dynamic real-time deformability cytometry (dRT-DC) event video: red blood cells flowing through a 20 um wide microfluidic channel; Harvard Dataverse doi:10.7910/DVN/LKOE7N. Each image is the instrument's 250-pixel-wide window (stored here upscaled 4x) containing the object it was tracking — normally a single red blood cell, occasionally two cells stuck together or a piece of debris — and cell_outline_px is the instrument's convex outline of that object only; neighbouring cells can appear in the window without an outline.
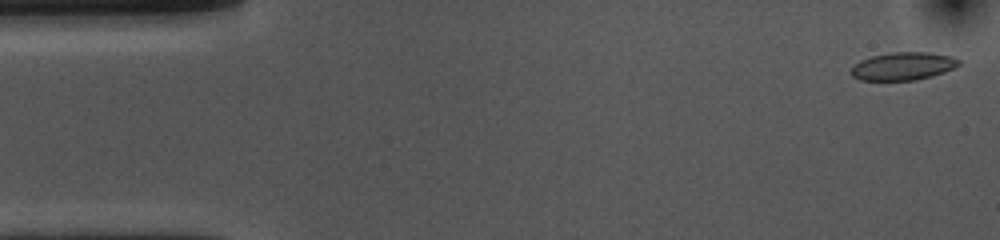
{"species": "common noctule bat (a hibernating species)", "species_latin": "Nyctalus noctula", "temperature_condition": "cold", "stored_images_in_passage": 53, "camera_frame_rate_fps": 3000, "um_per_image_px": 0.085, "animal": {"sex": "female", "body_mass_g": 10.0, "forearm_length_mm": 53.1}, "frame": {"image": 1, "passage_image": 1, "time_ms": 0.0, "image_size_px": [1000, 240], "cell_outline_px": [[960, 64], [944, 72], [932, 76], [916, 80], [860, 80], [852, 76], [848, 72], [860, 60], [872, 56], [892, 52], [928, 52], [952, 56], [960, 60]], "centroid_in_image_um": [76.75, 5.62], "position_along_channel_um": 8.3, "area_um2": 17.51}}
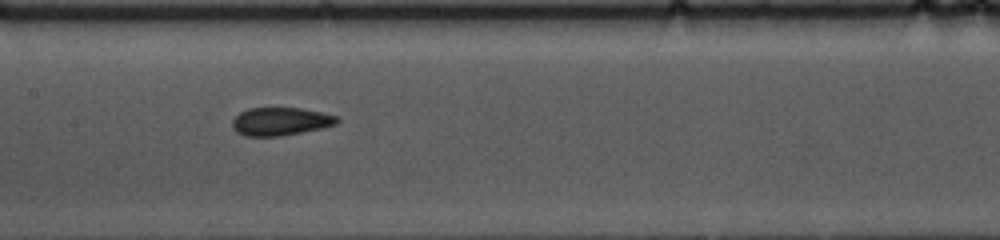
{"frame": {"image": 2, "passage_image": 24, "time_ms": 7.667, "image_size_px": [1000, 240], "cell_outline_px": [[340, 120], [336, 124], [320, 128], [280, 136], [244, 136], [236, 132], [232, 124], [232, 120], [240, 112], [248, 108], [300, 108], [320, 112], [336, 116]], "centroid_in_image_um": [23.8, 10.32], "position_along_channel_um": 183.6, "area_um2": 16.94}}
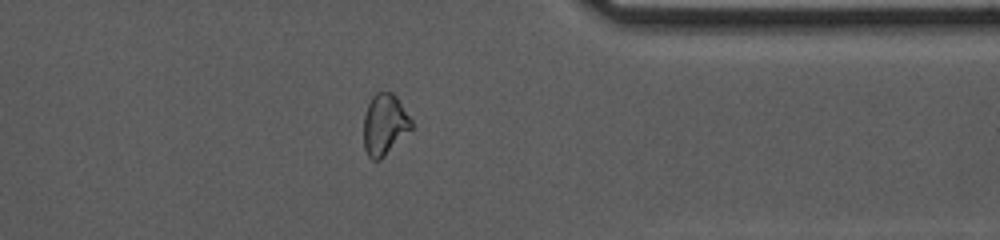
{"frame": {"image": 3, "passage_image": 41, "time_ms": 13.333, "image_size_px": [1000, 240], "cell_outline_px": [[412, 128], [380, 160], [372, 160], [368, 156], [364, 148], [364, 116], [368, 104], [372, 96], [376, 92], [392, 92], [396, 96], [412, 120]], "centroid_in_image_um": [32.68, 10.58], "position_along_channel_um": 378.7, "area_um2": 16.88}, "authors_computed_cell_mechanics": {"area_um2": 17.7446, "velocity_mm_per_s": 3.6707, "shape_relaxation_time_tau1_ms": 7.5879, "shape_relaxation_time_tau2_ms": 1.4794, "deformation_change_tau1": 0.1439, "deformation_change_tau2": 0.0751}}